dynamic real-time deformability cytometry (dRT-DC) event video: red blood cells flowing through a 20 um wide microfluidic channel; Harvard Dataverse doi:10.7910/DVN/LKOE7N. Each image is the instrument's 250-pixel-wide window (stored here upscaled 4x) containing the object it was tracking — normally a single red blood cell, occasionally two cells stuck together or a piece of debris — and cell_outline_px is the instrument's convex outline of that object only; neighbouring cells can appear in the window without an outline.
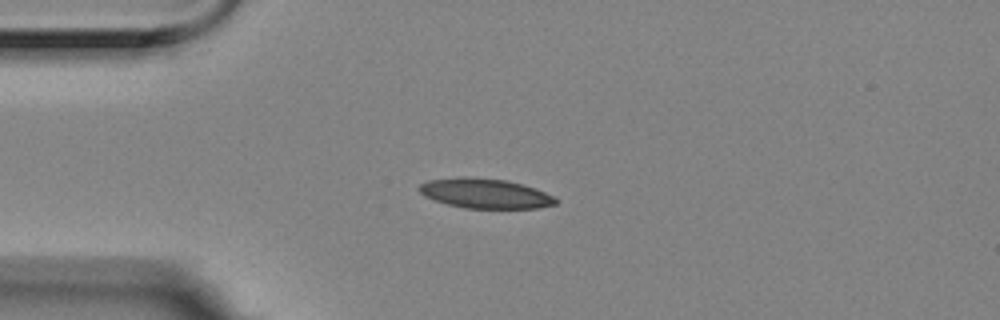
{"species": "Egyptian fruit bat (a non-hibernating species)", "species_latin": "Rousettus aegyptiacus", "temperature_condition": "room temperature", "stored_images_in_passage": 6, "camera_frame_rate_fps": 3000, "um_per_image_px": 0.085, "animal": {"sex": "female"}, "frame": {"image": 1, "passage_image": 3, "time_ms": 0.667, "image_size_px": [1000, 320], "cell_outline_px": [[560, 200], [556, 204], [536, 208], [464, 208], [448, 204], [424, 196], [416, 188], [420, 184], [428, 180], [460, 176], [468, 176], [508, 180], [524, 184], [544, 192]], "centroid_in_image_um": [41.22, 16.42], "position_along_channel_um": 43.8, "area_um2": 23.87}}
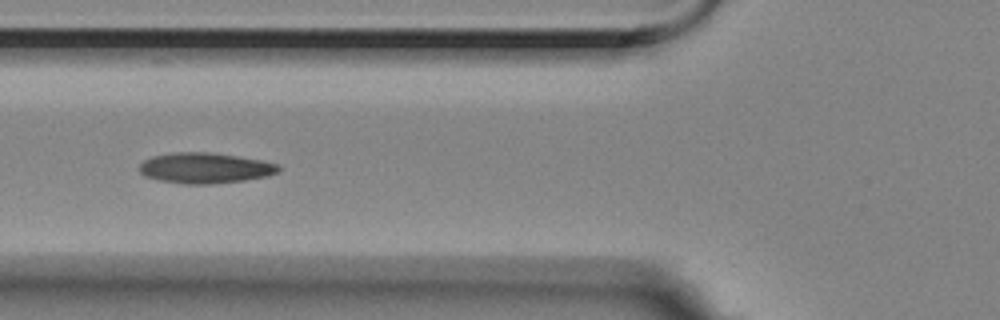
{"frame": {"image": 2, "passage_image": 5, "time_ms": 1.333, "image_size_px": [1000, 320], "cell_outline_px": [[280, 172], [268, 176], [244, 180], [212, 184], [184, 184], [160, 180], [144, 176], [140, 172], [140, 164], [144, 160], [152, 156], [172, 152], [212, 152], [264, 160], [276, 164], [280, 168]], "centroid_in_image_um": [17.44, 14.27], "position_along_channel_um": 108.4, "area_um2": 24.97}}
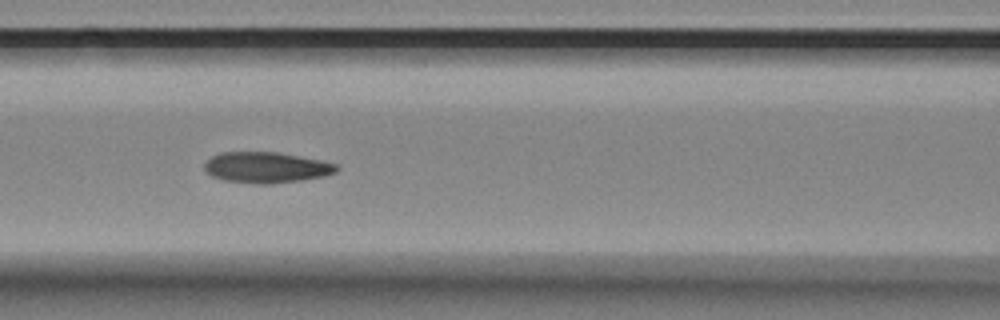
{"frame": {"image": 3, "passage_image": 6, "time_ms": 1.667, "image_size_px": [1000, 320], "cell_outline_px": [[340, 168], [336, 172], [324, 176], [300, 180], [272, 184], [256, 184], [224, 180], [212, 176], [204, 172], [204, 164], [212, 156], [220, 152], [276, 152], [320, 160], [336, 164]], "centroid_in_image_um": [22.61, 14.24], "position_along_channel_um": 144.0, "area_um2": 23.76}}